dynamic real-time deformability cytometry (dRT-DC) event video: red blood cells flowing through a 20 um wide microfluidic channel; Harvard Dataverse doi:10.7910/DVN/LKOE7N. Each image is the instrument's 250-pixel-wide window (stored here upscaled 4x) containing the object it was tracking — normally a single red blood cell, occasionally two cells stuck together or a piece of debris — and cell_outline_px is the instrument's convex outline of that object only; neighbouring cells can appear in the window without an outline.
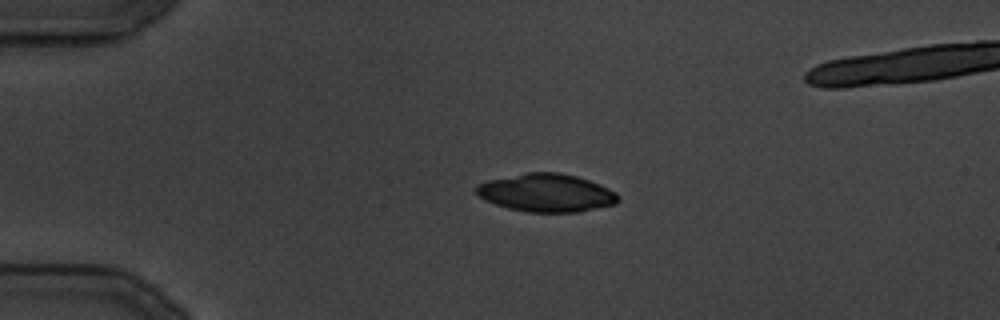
{"species": "common noctule bat (a hibernating species)", "species_latin": "Nyctalus noctula", "temperature_condition": "cold", "stored_images_in_passage": 10, "camera_frame_rate_fps": 3000, "um_per_image_px": 0.085, "animal": {"sex": "male", "body_mass_g": 19.5, "forearm_length_mm": 54.6}, "frame": {"image": 1, "passage_image": 4, "time_ms": 3.667, "image_size_px": [1000, 320], "cell_outline_px": [[620, 200], [616, 204], [576, 212], [528, 212], [508, 208], [484, 200], [476, 192], [476, 184], [488, 180], [528, 172], [560, 172], [576, 176], [600, 184], [616, 192], [620, 196]], "centroid_in_image_um": [46.46, 16.39], "position_along_channel_um": 38.5, "area_um2": 31.44}}